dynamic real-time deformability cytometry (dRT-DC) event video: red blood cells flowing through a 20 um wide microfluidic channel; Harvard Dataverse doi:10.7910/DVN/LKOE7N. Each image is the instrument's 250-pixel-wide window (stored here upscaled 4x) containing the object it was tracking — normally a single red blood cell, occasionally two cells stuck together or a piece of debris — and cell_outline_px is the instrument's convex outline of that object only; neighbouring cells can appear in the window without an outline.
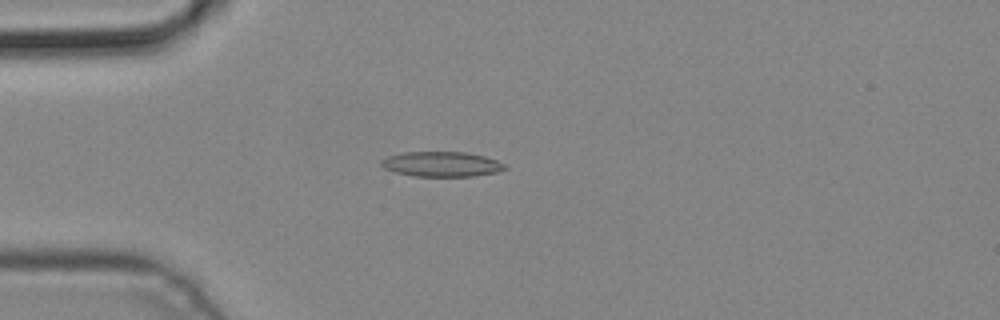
{"species": "common noctule bat (a hibernating species)", "species_latin": "Nyctalus noctula", "temperature_condition": "cold", "stored_images_in_passage": 5, "camera_frame_rate_fps": 3000, "um_per_image_px": 0.085, "animal": {"sex": "male", "body_mass_g": 19.2, "forearm_length_mm": 51.8}, "frame": {"image": 1, "passage_image": 4, "time_ms": 1.0, "image_size_px": [1000, 320], "cell_outline_px": [[508, 168], [496, 172], [476, 176], [412, 176], [396, 172], [384, 168], [380, 164], [380, 160], [388, 156], [404, 152], [464, 152], [484, 156], [496, 160], [504, 164]], "centroid_in_image_um": [37.52, 13.95], "position_along_channel_um": 47.5, "area_um2": 17.98}}